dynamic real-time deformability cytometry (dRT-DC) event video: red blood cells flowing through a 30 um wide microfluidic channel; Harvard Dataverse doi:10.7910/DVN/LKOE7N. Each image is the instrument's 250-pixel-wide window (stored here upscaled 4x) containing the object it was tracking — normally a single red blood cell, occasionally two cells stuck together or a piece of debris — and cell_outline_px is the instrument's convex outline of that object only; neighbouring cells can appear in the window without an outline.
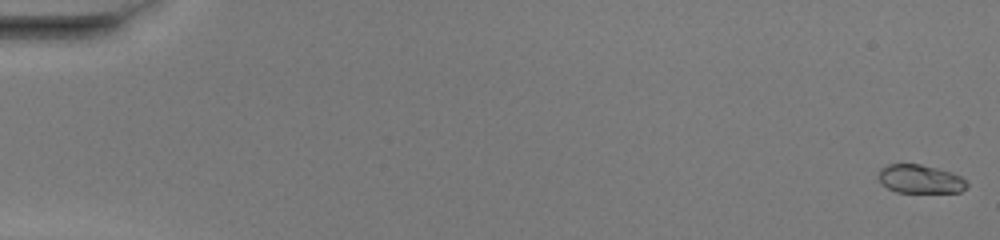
{"species": "common noctule bat (a hibernating species)", "species_latin": "Nyctalus noctula", "temperature_condition": "warm", "stored_images_in_passage": 51, "camera_frame_rate_fps": 3000, "um_per_image_px": 0.085, "animal": {"sex": "female", "body_mass_g": 20.0, "forearm_length_mm": 54.0}, "frame": {"image": 1, "passage_image": 1, "time_ms": 0.0, "image_size_px": [1000, 240], "cell_outline_px": [[968, 184], [960, 192], [896, 192], [880, 184], [876, 176], [880, 168], [888, 164], [920, 164], [952, 172], [968, 180]], "centroid_in_image_um": [78.17, 15.21], "position_along_channel_um": 6.8, "area_um2": 14.91}}
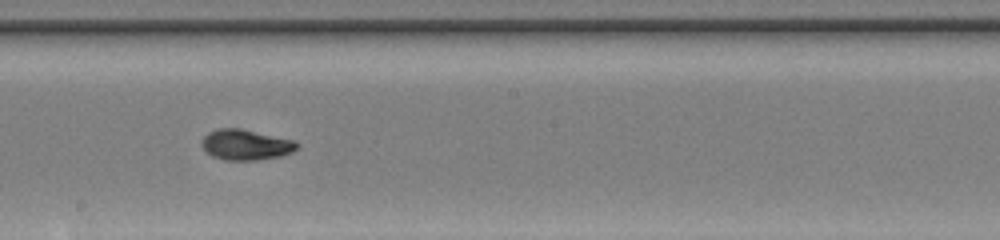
{"frame": {"image": 2, "passage_image": 30, "time_ms": 9.667, "image_size_px": [1000, 240], "cell_outline_px": [[300, 144], [292, 152], [280, 156], [256, 160], [224, 160], [212, 156], [200, 144], [200, 140], [208, 132], [216, 128], [240, 128], [296, 140]], "centroid_in_image_um": [20.88, 12.29], "position_along_channel_um": 227.3, "area_um2": 17.11}}
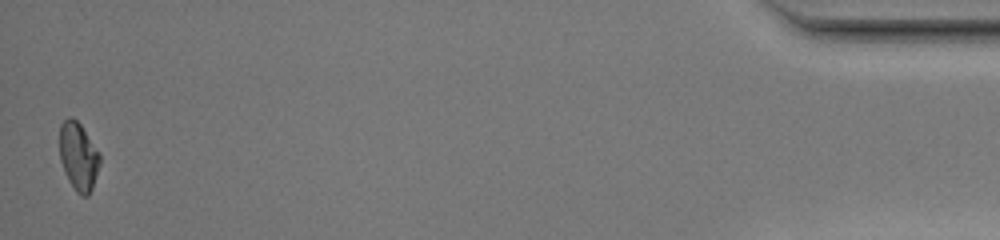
{"frame": {"image": 3, "passage_image": 51, "time_ms": 16.667, "image_size_px": [1000, 240], "cell_outline_px": [[100, 164], [92, 188], [88, 196], [80, 196], [76, 192], [68, 180], [60, 160], [60, 124], [68, 116], [72, 116], [80, 124], [100, 152]], "centroid_in_image_um": [6.67, 13.29], "position_along_channel_um": 428.5, "area_um2": 16.07}, "authors_computed_cell_mechanics": {"area_um2": 16.0106, "velocity_mm_per_s": 4.124, "shape_relaxation_time_tau1_ms": 5.5108, "shape_relaxation_time_tau2_ms": 1.6891, "deformation_change_tau1": 0.2349, "deformation_change_tau2": 0.0409}}